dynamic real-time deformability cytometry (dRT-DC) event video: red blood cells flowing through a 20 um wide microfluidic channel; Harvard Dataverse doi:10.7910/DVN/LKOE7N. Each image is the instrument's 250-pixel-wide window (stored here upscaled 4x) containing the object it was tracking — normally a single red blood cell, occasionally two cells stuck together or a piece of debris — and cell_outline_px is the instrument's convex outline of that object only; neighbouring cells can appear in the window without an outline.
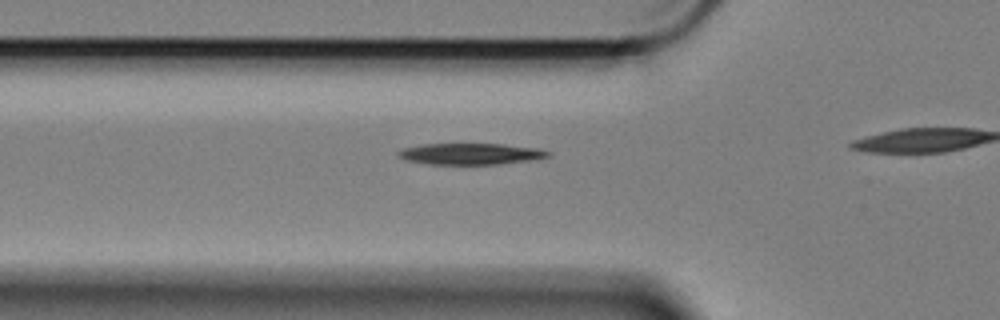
{"species": "Egyptian fruit bat (a non-hibernating species)", "species_latin": "Rousettus aegyptiacus", "temperature_condition": "cold", "stored_images_in_passage": 11, "camera_frame_rate_fps": 3000, "um_per_image_px": 0.085, "animal": {"sex": "female"}, "frame": {"image": 1, "passage_image": 2, "time_ms": 0.333, "image_size_px": [1000, 320], "cell_outline_px": [[552, 152], [548, 156], [528, 160], [500, 164], [428, 164], [408, 160], [396, 156], [396, 152], [400, 148], [420, 144], [504, 144], [540, 148]], "centroid_in_image_um": [39.95, 13.07], "position_along_channel_um": 85.9, "area_um2": 18.67}}
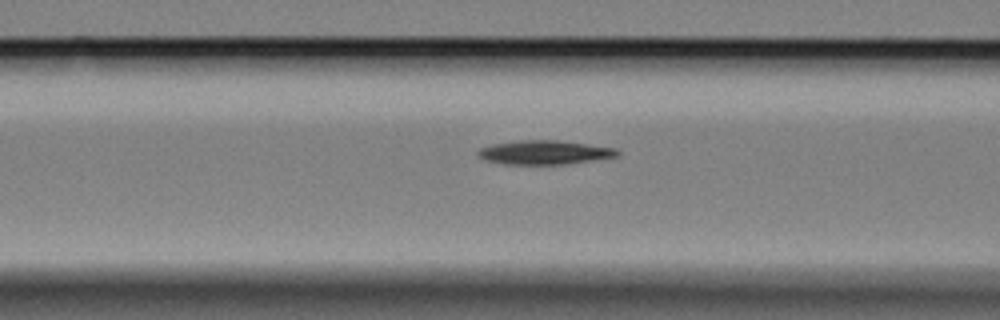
{"frame": {"image": 2, "passage_image": 5, "time_ms": 1.333, "image_size_px": [1000, 320], "cell_outline_px": [[620, 156], [564, 164], [504, 164], [484, 160], [476, 152], [480, 148], [492, 144], [520, 140], [556, 140], [616, 148], [620, 152]], "centroid_in_image_um": [46.27, 12.95], "position_along_channel_um": 120.3, "area_um2": 19.36}}
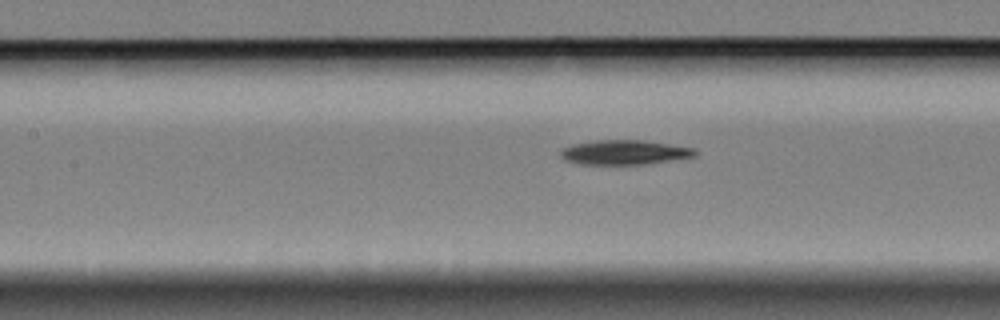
{"frame": {"image": 3, "passage_image": 8, "time_ms": 2.333, "image_size_px": [1000, 320], "cell_outline_px": [[696, 156], [644, 164], [580, 164], [564, 160], [560, 156], [560, 148], [572, 144], [596, 140], [640, 140], [696, 148]], "centroid_in_image_um": [53.02, 12.94], "position_along_channel_um": 154.4, "area_um2": 19.19}}